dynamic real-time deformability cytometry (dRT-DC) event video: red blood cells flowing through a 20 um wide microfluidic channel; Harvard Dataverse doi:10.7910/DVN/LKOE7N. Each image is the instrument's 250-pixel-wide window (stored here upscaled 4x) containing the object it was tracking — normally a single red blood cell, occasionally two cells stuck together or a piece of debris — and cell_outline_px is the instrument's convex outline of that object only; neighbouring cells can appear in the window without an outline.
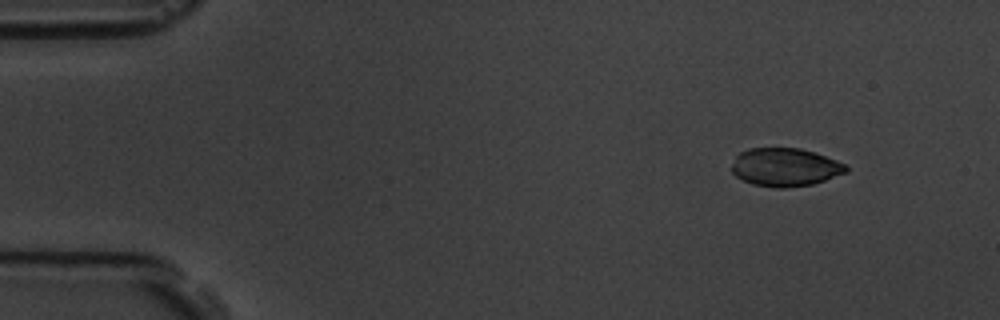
{"species": "common noctule bat (a hibernating species)", "species_latin": "Nyctalus noctula", "temperature_condition": "room temperature", "stored_images_in_passage": 4, "camera_frame_rate_fps": 3000, "um_per_image_px": 0.085, "animal": {"sex": "male", "body_mass_g": 19.5, "forearm_length_mm": 54.6}, "frame": {"image": 1, "passage_image": 1, "time_ms": 0.0, "image_size_px": [1000, 320], "cell_outline_px": [[848, 172], [812, 184], [784, 188], [776, 188], [752, 184], [736, 176], [732, 172], [732, 164], [736, 156], [740, 152], [748, 148], [800, 148], [836, 160], [844, 164], [848, 168]], "centroid_in_image_um": [66.71, 14.21], "position_along_channel_um": 18.3, "area_um2": 25.32}}
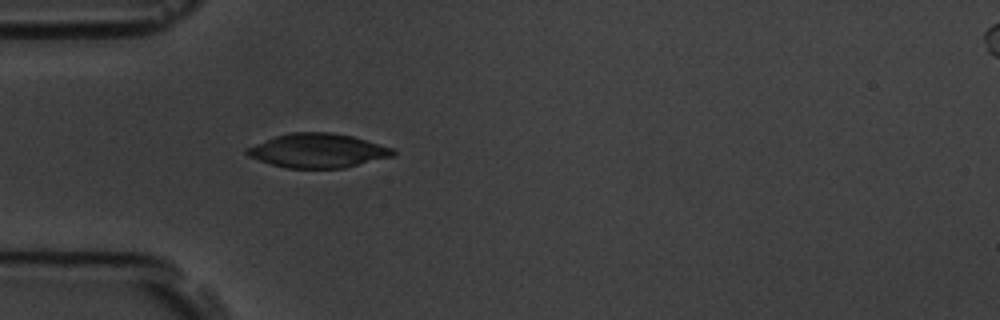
{"frame": {"image": 2, "passage_image": 4, "time_ms": 3.667, "image_size_px": [1000, 320], "cell_outline_px": [[396, 152], [392, 156], [344, 168], [288, 168], [272, 164], [248, 156], [244, 152], [244, 148], [276, 136], [288, 132], [332, 132], [352, 136], [392, 148]], "centroid_in_image_um": [26.98, 12.8], "position_along_channel_um": 58.0, "area_um2": 28.84}}